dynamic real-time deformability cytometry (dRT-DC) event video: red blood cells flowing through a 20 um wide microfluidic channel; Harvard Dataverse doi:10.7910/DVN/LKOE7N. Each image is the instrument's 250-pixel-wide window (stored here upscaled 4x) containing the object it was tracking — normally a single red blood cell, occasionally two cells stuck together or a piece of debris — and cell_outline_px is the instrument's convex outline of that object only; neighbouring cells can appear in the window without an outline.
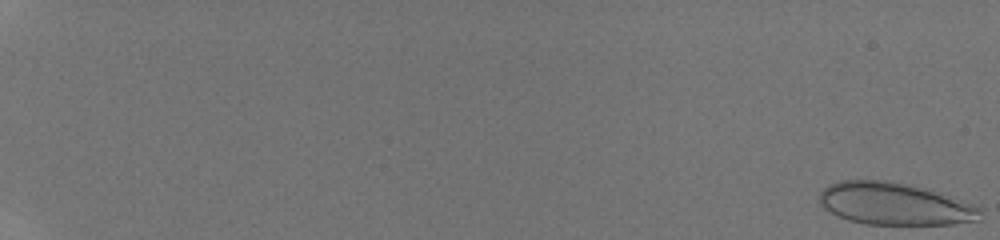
{"species": "human", "species_latin": "Homo sapiens", "temperature_condition": "room temperature", "stored_images_in_passage": 15, "camera_frame_rate_fps": 3000, "um_per_image_px": 0.085, "donor": {"sex": "male"}, "frame": {"image": 1, "passage_image": 1, "time_ms": 0.0, "image_size_px": [1000, 240], "cell_outline_px": [[980, 220], [952, 224], [864, 224], [848, 220], [824, 208], [820, 204], [820, 192], [828, 184], [840, 180], [888, 180], [928, 188], [980, 208]], "centroid_in_image_um": [76.01, 17.32], "position_along_channel_um": 9.0, "area_um2": 39.42}}